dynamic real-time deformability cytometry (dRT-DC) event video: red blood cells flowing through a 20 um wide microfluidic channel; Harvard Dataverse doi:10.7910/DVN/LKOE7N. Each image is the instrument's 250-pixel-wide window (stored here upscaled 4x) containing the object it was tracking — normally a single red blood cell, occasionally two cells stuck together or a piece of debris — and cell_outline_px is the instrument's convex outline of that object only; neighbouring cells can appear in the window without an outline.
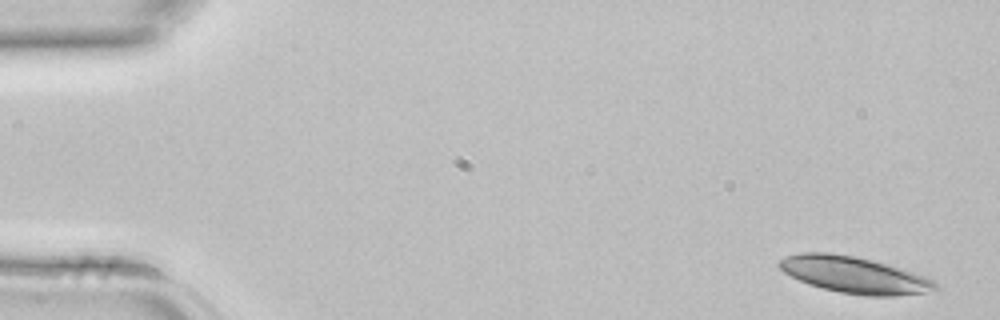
{"species": "common noctule bat (a hibernating species)", "species_latin": "Nyctalus noctula", "temperature_condition": "room temperature", "stored_images_in_passage": 6, "camera_frame_rate_fps": 3000, "um_per_image_px": 0.085, "animal": {"sex": "female", "body_mass_g": 22.7, "forearm_length_mm": 54.2}, "frame": {"image": 1, "passage_image": 1, "time_ms": 0.0, "image_size_px": [1000, 320], "cell_outline_px": [[940, 288], [924, 292], [896, 296], [864, 296], [840, 292], [808, 284], [784, 272], [776, 264], [780, 260], [788, 256], [800, 252], [828, 252], [856, 256], [888, 264], [924, 276], [932, 280]], "centroid_in_image_um": [72.6, 23.36], "position_along_channel_um": 12.4, "area_um2": 33.0}}